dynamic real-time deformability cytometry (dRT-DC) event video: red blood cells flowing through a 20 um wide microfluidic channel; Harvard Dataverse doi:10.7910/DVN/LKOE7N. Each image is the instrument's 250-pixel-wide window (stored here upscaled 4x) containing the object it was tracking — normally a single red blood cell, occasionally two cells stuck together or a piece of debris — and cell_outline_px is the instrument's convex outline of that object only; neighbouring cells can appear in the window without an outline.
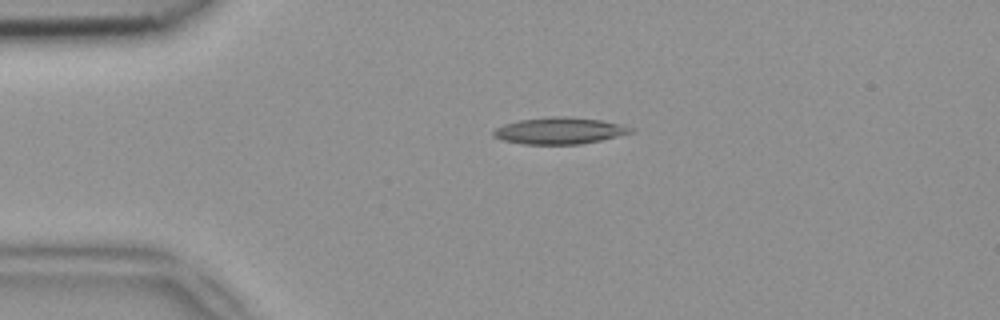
{"species": "common noctule bat (a hibernating species)", "species_latin": "Nyctalus noctula", "temperature_condition": "room temperature", "stored_images_in_passage": 39, "camera_frame_rate_fps": 3000, "um_per_image_px": 0.085, "animal": {"sex": "female", "body_mass_g": 18.4}, "frame": {"image": 1, "passage_image": 1, "time_ms": 0.0, "image_size_px": [1000, 320], "cell_outline_px": [[636, 132], [600, 140], [580, 144], [524, 144], [500, 140], [492, 136], [492, 132], [496, 128], [504, 124], [520, 120], [552, 116], [568, 116], [600, 120], [620, 124], [636, 128]], "centroid_in_image_um": [47.57, 11.11], "position_along_channel_um": 37.4, "area_um2": 21.44}}
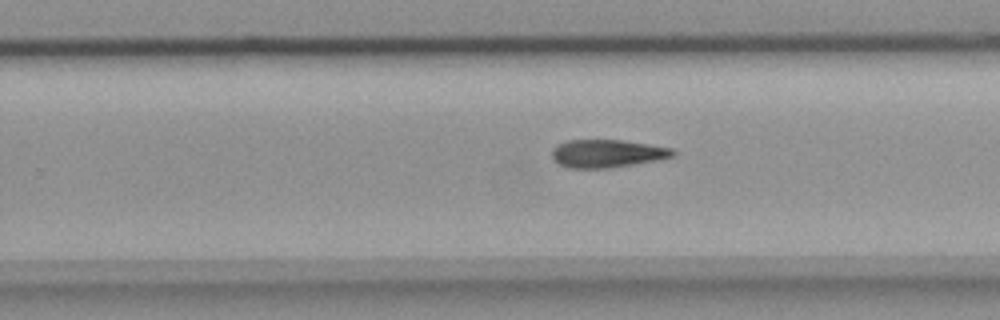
{"frame": {"image": 2, "passage_image": 21, "time_ms": 6.667, "image_size_px": [1000, 320], "cell_outline_px": [[676, 152], [672, 156], [656, 160], [608, 168], [568, 168], [556, 164], [552, 160], [552, 148], [556, 144], [568, 140], [624, 140], [672, 148]], "centroid_in_image_um": [51.52, 13.04], "position_along_channel_um": 278.3, "area_um2": 19.77}}
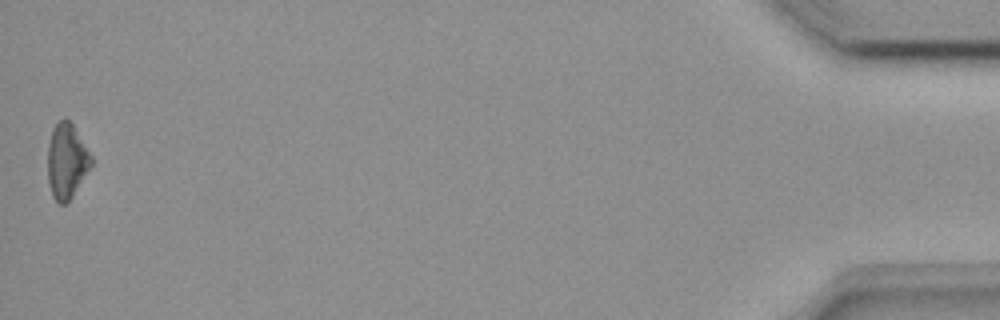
{"frame": {"image": 3, "passage_image": 39, "time_ms": 12.667, "image_size_px": [1000, 320], "cell_outline_px": [[92, 164], [72, 196], [64, 204], [60, 204], [52, 196], [48, 180], [48, 144], [52, 128], [64, 116], [72, 124], [92, 156]], "centroid_in_image_um": [5.65, 13.66], "position_along_channel_um": 429.6, "area_um2": 18.79}}